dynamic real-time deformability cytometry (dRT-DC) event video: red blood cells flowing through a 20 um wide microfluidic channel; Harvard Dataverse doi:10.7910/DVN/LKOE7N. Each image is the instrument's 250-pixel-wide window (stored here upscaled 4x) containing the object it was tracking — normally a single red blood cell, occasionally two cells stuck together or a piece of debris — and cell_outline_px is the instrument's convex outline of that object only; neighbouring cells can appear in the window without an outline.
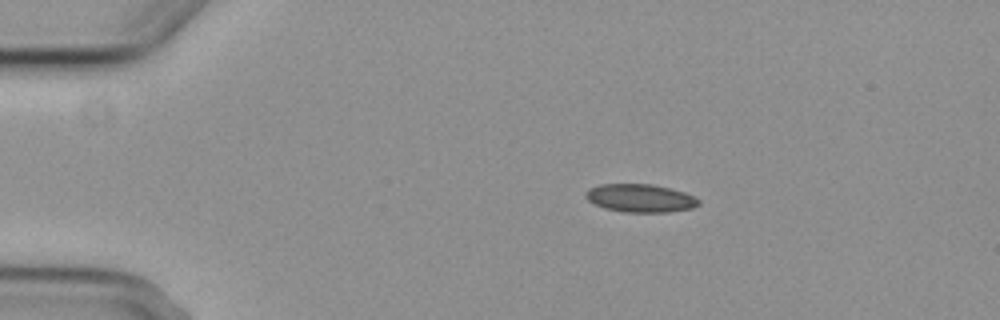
{"species": "common noctule bat (a hibernating species)", "species_latin": "Nyctalus noctula", "temperature_condition": "cold", "stored_images_in_passage": 5, "camera_frame_rate_fps": 3000, "um_per_image_px": 0.085, "animal": {"sex": "female", "body_mass_g": 29.2, "forearm_length_mm": 56.3}, "frame": {"image": 1, "passage_image": 2, "time_ms": 1.333, "image_size_px": [1000, 320], "cell_outline_px": [[700, 204], [692, 208], [668, 212], [624, 212], [604, 208], [588, 200], [584, 196], [588, 188], [600, 184], [652, 184], [684, 192], [700, 200]], "centroid_in_image_um": [54.4, 16.84], "position_along_channel_um": 30.6, "area_um2": 18.44}}
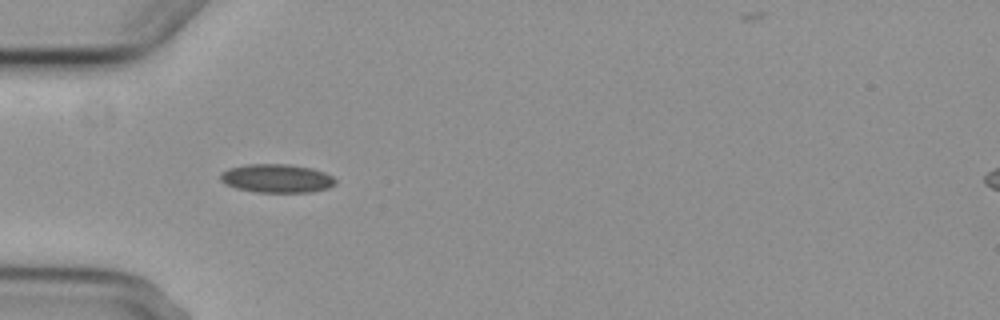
{"frame": {"image": 2, "passage_image": 4, "time_ms": 3.667, "image_size_px": [1000, 320], "cell_outline_px": [[336, 184], [328, 188], [312, 192], [256, 192], [236, 188], [224, 184], [220, 180], [220, 172], [228, 168], [248, 164], [288, 164], [312, 168], [324, 172], [332, 176], [336, 180]], "centroid_in_image_um": [23.51, 15.16], "position_along_channel_um": 61.5, "area_um2": 19.31}}
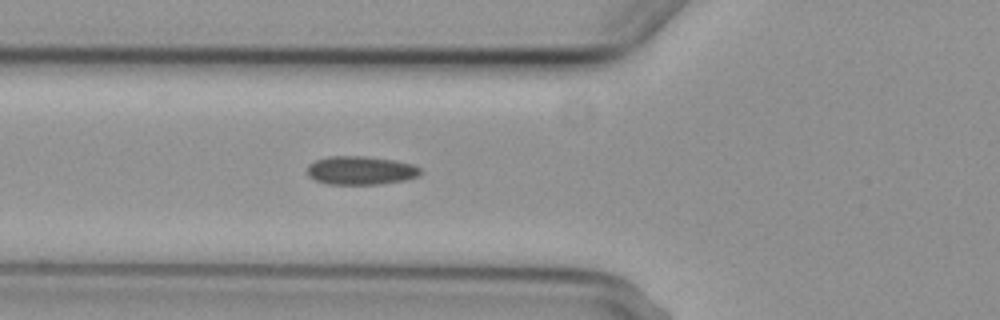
{"frame": {"image": 3, "passage_image": 5, "time_ms": 4.667, "image_size_px": [1000, 320], "cell_outline_px": [[424, 172], [420, 176], [404, 180], [380, 184], [328, 184], [316, 180], [308, 176], [308, 164], [316, 160], [328, 156], [364, 156], [396, 160], [412, 164], [420, 168]], "centroid_in_image_um": [30.69, 14.48], "position_along_channel_um": 95.1, "area_um2": 18.96}}